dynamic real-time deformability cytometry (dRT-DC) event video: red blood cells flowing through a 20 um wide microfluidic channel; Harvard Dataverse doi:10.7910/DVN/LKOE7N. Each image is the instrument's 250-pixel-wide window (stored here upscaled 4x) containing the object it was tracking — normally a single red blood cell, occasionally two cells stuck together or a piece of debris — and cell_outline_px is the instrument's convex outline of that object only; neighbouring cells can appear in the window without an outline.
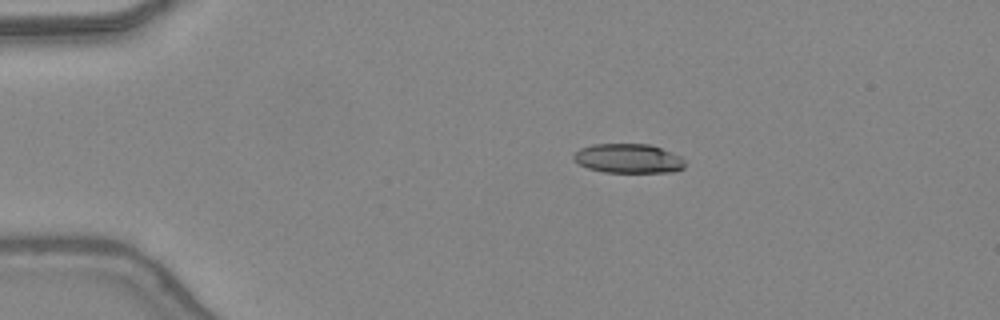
{"species": "common noctule bat (a hibernating species)", "species_latin": "Nyctalus noctula", "temperature_condition": "warm", "stored_images_in_passage": 33, "camera_frame_rate_fps": 3000, "um_per_image_px": 0.085, "animal": {"sex": "female", "body_mass_g": 24.6, "forearm_length_mm": 56.2}, "frame": {"image": 1, "passage_image": 1, "time_ms": 0.0, "image_size_px": [1000, 320], "cell_outline_px": [[684, 168], [676, 172], [604, 172], [588, 168], [572, 160], [572, 156], [580, 148], [592, 144], [652, 144], [680, 156], [684, 160]], "centroid_in_image_um": [53.41, 13.47], "position_along_channel_um": 31.6, "area_um2": 19.13}}
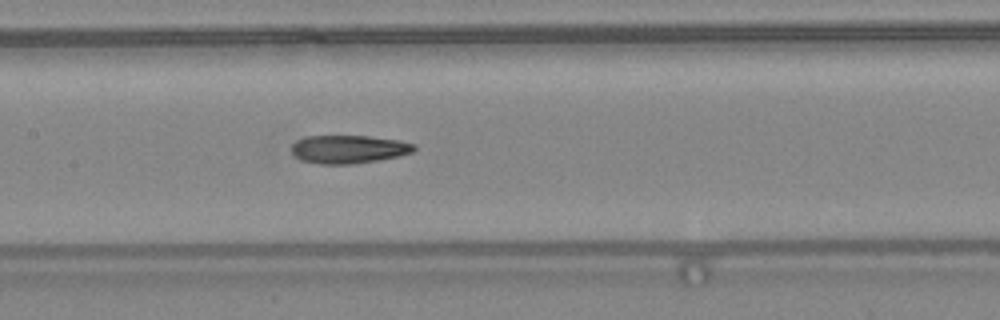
{"frame": {"image": 2, "passage_image": 15, "time_ms": 4.667, "image_size_px": [1000, 320], "cell_outline_px": [[416, 148], [412, 152], [400, 156], [352, 164], [320, 164], [300, 160], [292, 152], [292, 144], [296, 140], [304, 136], [368, 136], [400, 140], [416, 144]], "centroid_in_image_um": [29.64, 12.68], "position_along_channel_um": 177.8, "area_um2": 20.23}}
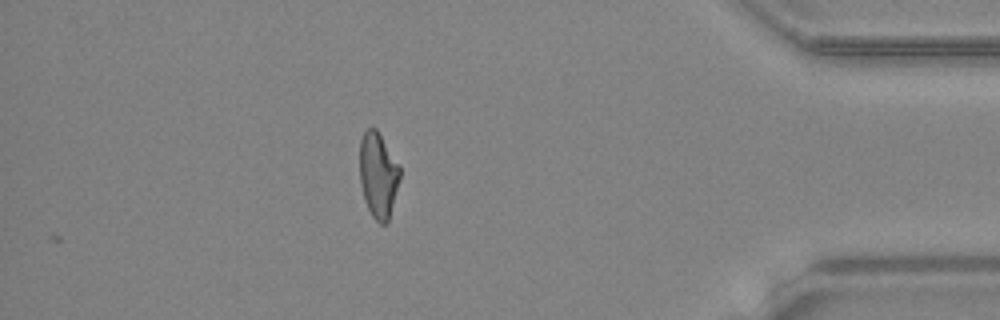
{"frame": {"image": 3, "passage_image": 33, "time_ms": 10.667, "image_size_px": [1000, 320], "cell_outline_px": [[400, 180], [388, 220], [384, 224], [380, 224], [372, 216], [364, 200], [360, 184], [360, 140], [364, 132], [368, 128], [376, 128], [400, 164]], "centroid_in_image_um": [32.15, 14.86], "position_along_channel_um": 403.1, "area_um2": 20.11}, "authors_computed_cell_mechanics": {"area_um2": 20.23, "velocity_mm_per_s": 4.425, "shape_relaxation_time_tau1_ms": null, "shape_relaxation_time_tau2_ms": 2.3901, "deformation_change_tau1": null, "deformation_change_tau2": 0.1174}}